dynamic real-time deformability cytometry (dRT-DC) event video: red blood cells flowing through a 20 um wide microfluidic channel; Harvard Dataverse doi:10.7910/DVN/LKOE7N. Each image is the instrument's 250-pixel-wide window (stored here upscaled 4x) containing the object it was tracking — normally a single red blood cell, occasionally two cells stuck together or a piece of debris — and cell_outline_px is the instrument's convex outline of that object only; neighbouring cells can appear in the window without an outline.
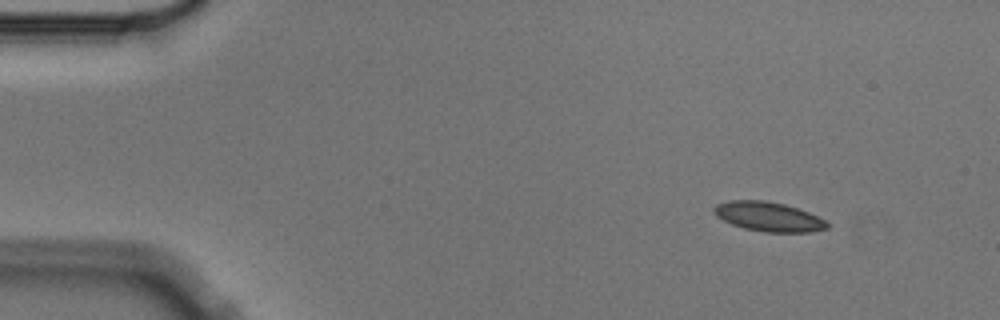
{"species": "Egyptian fruit bat (a non-hibernating species)", "species_latin": "Rousettus aegyptiacus", "temperature_condition": "cold", "stored_images_in_passage": 7, "camera_frame_rate_fps": 3000, "um_per_image_px": 0.085, "animal": {"sex": "male"}, "frame": {"image": 1, "passage_image": 1, "time_ms": 0.0, "image_size_px": [1000, 320], "cell_outline_px": [[828, 228], [808, 232], [764, 232], [744, 228], [732, 224], [716, 216], [712, 212], [712, 208], [716, 204], [728, 200], [764, 200], [784, 204], [808, 212], [824, 220], [828, 224]], "centroid_in_image_um": [65.26, 18.41], "position_along_channel_um": 19.7, "area_um2": 19.31}}
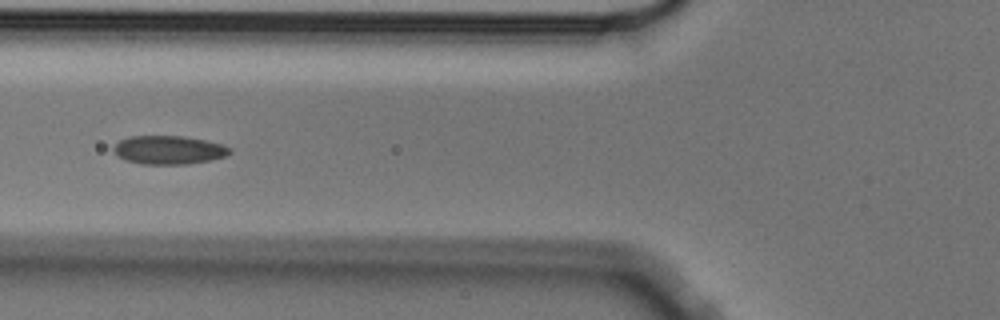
{"frame": {"image": 2, "passage_image": 5, "time_ms": 1.333, "image_size_px": [1000, 320], "cell_outline_px": [[232, 152], [228, 156], [212, 160], [188, 164], [140, 164], [124, 160], [116, 156], [112, 152], [112, 148], [120, 140], [132, 136], [180, 136], [204, 140], [224, 144], [232, 148]], "centroid_in_image_um": [14.36, 12.76], "position_along_channel_um": 111.4, "area_um2": 19.65}}
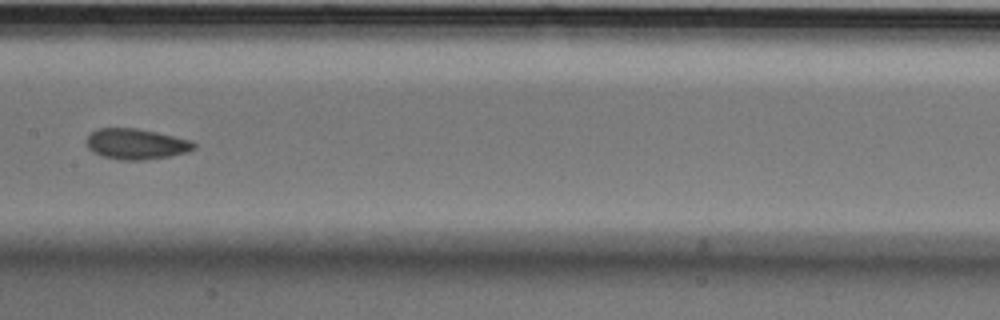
{"frame": {"image": 3, "passage_image": 7, "time_ms": 2.0, "image_size_px": [1000, 320], "cell_outline_px": [[196, 148], [188, 152], [168, 156], [144, 160], [120, 160], [100, 156], [92, 152], [88, 148], [84, 140], [92, 132], [100, 128], [136, 128], [156, 132], [192, 140], [196, 144]], "centroid_in_image_um": [11.56, 12.25], "position_along_channel_um": 195.8, "area_um2": 19.36}}